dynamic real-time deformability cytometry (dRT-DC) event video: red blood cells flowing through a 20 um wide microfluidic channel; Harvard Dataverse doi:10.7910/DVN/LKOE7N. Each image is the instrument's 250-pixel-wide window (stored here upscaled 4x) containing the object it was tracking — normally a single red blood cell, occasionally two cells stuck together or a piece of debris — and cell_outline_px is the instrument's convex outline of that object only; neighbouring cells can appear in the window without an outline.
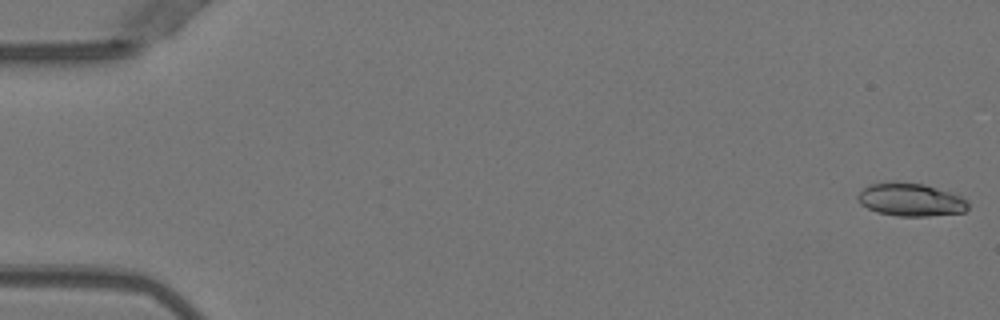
{"species": "Egyptian fruit bat (a non-hibernating species)", "species_latin": "Rousettus aegyptiacus", "temperature_condition": "warm", "stored_images_in_passage": 4, "camera_frame_rate_fps": 3000, "um_per_image_px": 0.085, "animal": {"sex": "female"}, "frame": {"image": 1, "passage_image": 1, "time_ms": 0.0, "image_size_px": [1000, 320], "cell_outline_px": [[968, 208], [964, 212], [928, 216], [900, 216], [876, 212], [860, 204], [856, 196], [864, 188], [872, 184], [892, 180], [896, 180], [924, 184], [960, 196], [968, 200]], "centroid_in_image_um": [77.38, 16.96], "position_along_channel_um": 7.6, "area_um2": 21.33}}
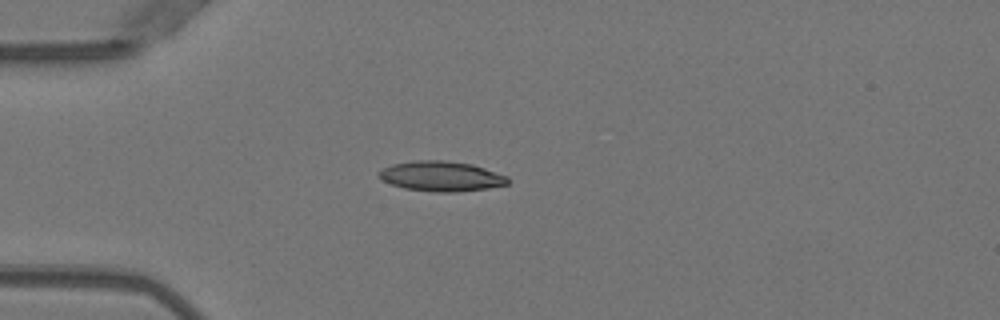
{"frame": {"image": 2, "passage_image": 4, "time_ms": 1.0, "image_size_px": [1000, 320], "cell_outline_px": [[508, 184], [488, 188], [456, 192], [436, 192], [404, 188], [392, 184], [376, 176], [376, 172], [392, 164], [416, 160], [444, 160], [472, 164], [508, 176]], "centroid_in_image_um": [37.49, 14.97], "position_along_channel_um": 47.5, "area_um2": 22.54}}